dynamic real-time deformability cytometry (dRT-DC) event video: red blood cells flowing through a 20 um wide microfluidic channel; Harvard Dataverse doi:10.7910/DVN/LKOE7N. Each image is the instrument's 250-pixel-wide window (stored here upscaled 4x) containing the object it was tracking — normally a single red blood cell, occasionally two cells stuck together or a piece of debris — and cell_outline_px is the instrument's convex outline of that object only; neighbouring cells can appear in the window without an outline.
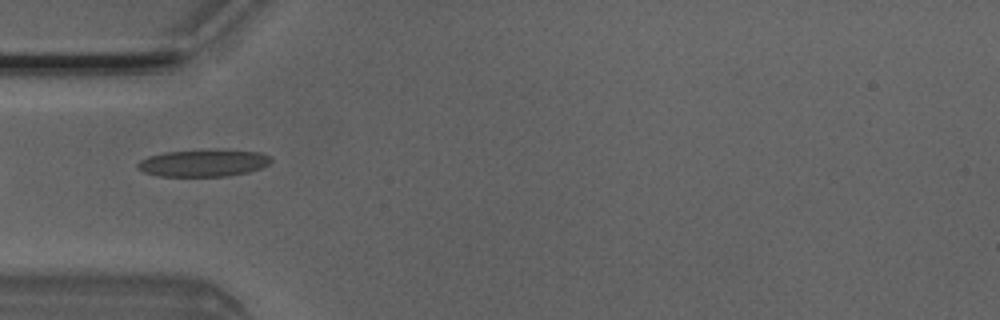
{"species": "Egyptian fruit bat (a non-hibernating species)", "species_latin": "Rousettus aegyptiacus", "temperature_condition": "room temperature", "stored_images_in_passage": 1, "camera_frame_rate_fps": 3000, "um_per_image_px": 0.085, "animal": {"sex": "male"}, "frame": {"image": 1, "passage_image": 1, "time_ms": 0.0, "image_size_px": [1000, 320], "cell_outline_px": [[272, 160], [268, 164], [260, 168], [248, 172], [228, 176], [156, 176], [144, 172], [136, 168], [136, 164], [140, 160], [148, 156], [164, 152], [260, 152], [272, 156]], "centroid_in_image_um": [17.23, 13.9], "position_along_channel_um": 67.8, "area_um2": 20.23}}